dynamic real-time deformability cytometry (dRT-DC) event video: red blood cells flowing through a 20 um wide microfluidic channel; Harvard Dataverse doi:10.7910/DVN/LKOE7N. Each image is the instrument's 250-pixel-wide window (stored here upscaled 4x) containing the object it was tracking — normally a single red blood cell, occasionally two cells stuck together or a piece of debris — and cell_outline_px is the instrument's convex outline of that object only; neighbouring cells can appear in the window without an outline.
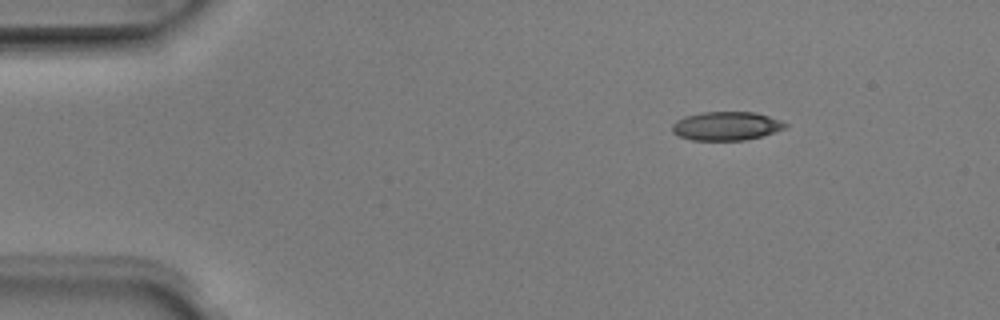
{"species": "Egyptian fruit bat (a non-hibernating species)", "species_latin": "Rousettus aegyptiacus", "temperature_condition": "room temperature", "stored_images_in_passage": 4, "camera_frame_rate_fps": 3000, "um_per_image_px": 0.085, "animal": {"sex": "male"}, "frame": {"image": 1, "passage_image": 2, "time_ms": 0.333, "image_size_px": [1000, 320], "cell_outline_px": [[788, 124], [784, 128], [776, 132], [744, 140], [692, 140], [680, 136], [672, 132], [672, 124], [676, 120], [684, 116], [704, 112], [756, 112], [780, 120]], "centroid_in_image_um": [61.72, 10.7], "position_along_channel_um": 23.3, "area_um2": 18.84}}